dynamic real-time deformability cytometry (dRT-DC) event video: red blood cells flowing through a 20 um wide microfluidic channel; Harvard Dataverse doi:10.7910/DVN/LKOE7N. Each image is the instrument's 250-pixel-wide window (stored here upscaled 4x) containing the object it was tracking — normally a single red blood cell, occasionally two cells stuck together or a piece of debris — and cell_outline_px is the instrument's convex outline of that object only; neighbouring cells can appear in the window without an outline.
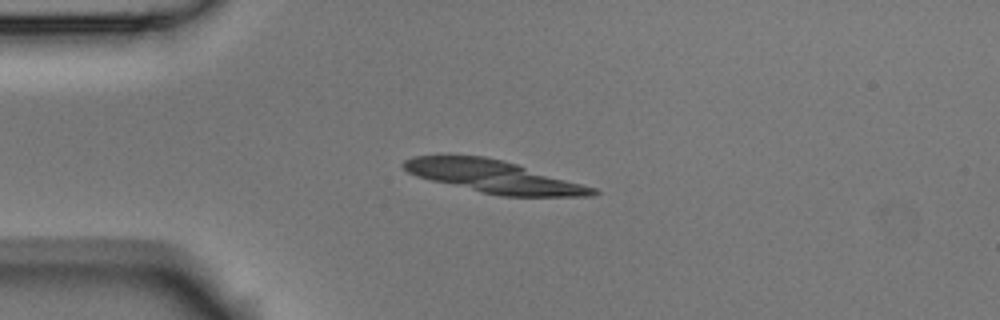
{"species": "Egyptian fruit bat (a non-hibernating species)", "species_latin": "Rousettus aegyptiacus", "temperature_condition": "room temperature", "stored_images_in_passage": 4, "camera_frame_rate_fps": 3000, "um_per_image_px": 0.085, "animal": {"sex": "male"}, "frame": {"image": 1, "passage_image": 2, "time_ms": 0.333, "image_size_px": [1000, 320], "cell_outline_px": [[600, 192], [592, 196], [500, 196], [432, 180], [416, 176], [408, 172], [400, 164], [404, 160], [416, 156], [484, 156], [504, 160], [596, 188]], "centroid_in_image_um": [41.99, 15.01], "position_along_channel_um": 43.0, "area_um2": 35.2}}